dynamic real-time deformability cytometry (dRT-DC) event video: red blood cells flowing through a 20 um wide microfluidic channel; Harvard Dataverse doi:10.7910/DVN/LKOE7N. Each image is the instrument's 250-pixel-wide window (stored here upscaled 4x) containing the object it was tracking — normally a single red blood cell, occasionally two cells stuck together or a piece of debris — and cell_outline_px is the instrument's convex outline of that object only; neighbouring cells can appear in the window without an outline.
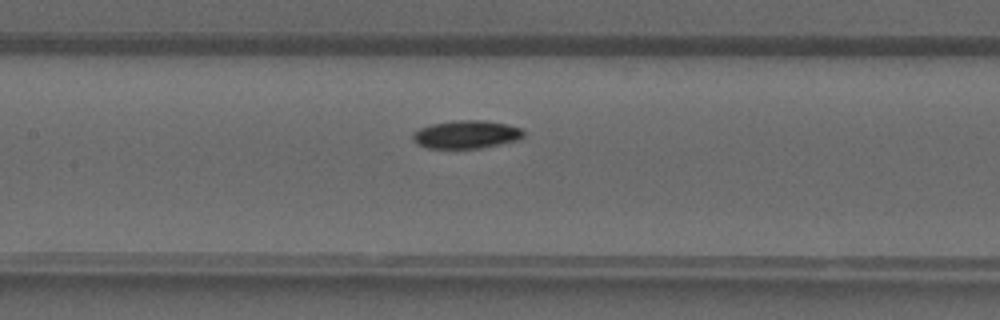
{"species": "common noctule bat (a hibernating species)", "species_latin": "Nyctalus noctula", "temperature_condition": "warm", "stored_images_in_passage": 39, "camera_frame_rate_fps": 3000, "um_per_image_px": 0.085, "animal": {"sex": "male", "forearm_length_mm": 52.5}, "frame": {"image": 1, "passage_image": 18, "time_ms": 5.667, "image_size_px": [1000, 320], "cell_outline_px": [[524, 136], [520, 140], [480, 148], [428, 148], [416, 144], [412, 140], [412, 132], [420, 128], [432, 124], [456, 120], [484, 120], [504, 124], [520, 128], [524, 132]], "centroid_in_image_um": [39.61, 11.43], "position_along_channel_um": 167.8, "area_um2": 18.15}}
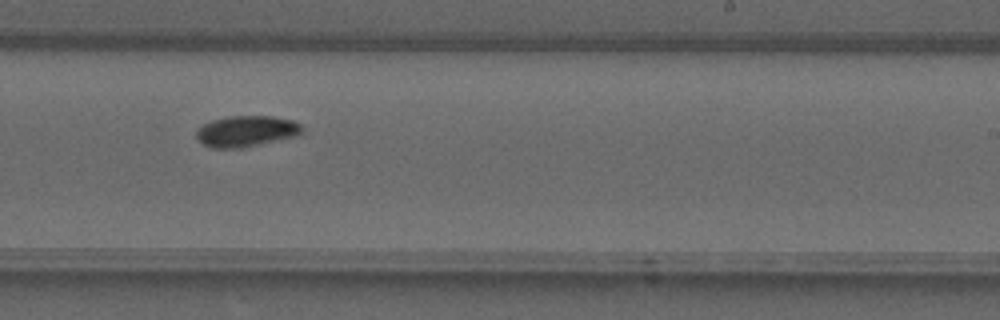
{"frame": {"image": 2, "passage_image": 24, "time_ms": 7.667, "image_size_px": [1000, 320], "cell_outline_px": [[304, 132], [296, 136], [260, 144], [240, 148], [212, 148], [204, 144], [196, 136], [196, 132], [204, 124], [212, 120], [228, 116], [272, 116], [292, 120], [300, 124], [304, 128]], "centroid_in_image_um": [20.97, 11.15], "position_along_channel_um": 268.0, "area_um2": 19.02}}
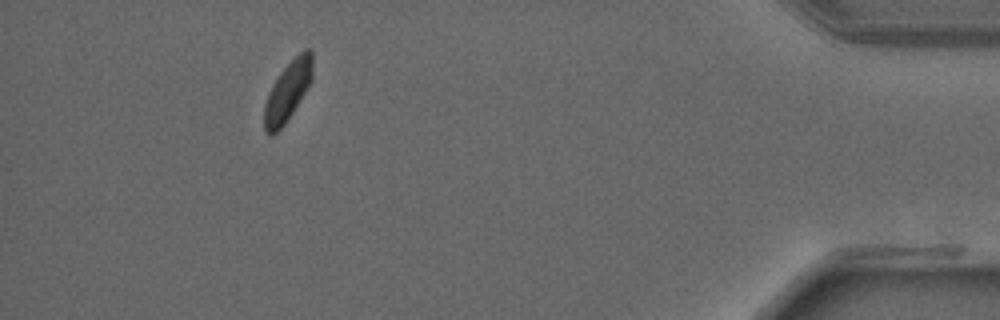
{"frame": {"image": 3, "passage_image": 36, "time_ms": 11.667, "image_size_px": [1000, 320], "cell_outline_px": [[312, 80], [308, 88], [284, 124], [272, 136], [264, 128], [264, 104], [268, 92], [272, 84], [280, 72], [304, 48], [312, 48]], "centroid_in_image_um": [24.46, 7.72], "position_along_channel_um": 410.7, "area_um2": 16.65}}